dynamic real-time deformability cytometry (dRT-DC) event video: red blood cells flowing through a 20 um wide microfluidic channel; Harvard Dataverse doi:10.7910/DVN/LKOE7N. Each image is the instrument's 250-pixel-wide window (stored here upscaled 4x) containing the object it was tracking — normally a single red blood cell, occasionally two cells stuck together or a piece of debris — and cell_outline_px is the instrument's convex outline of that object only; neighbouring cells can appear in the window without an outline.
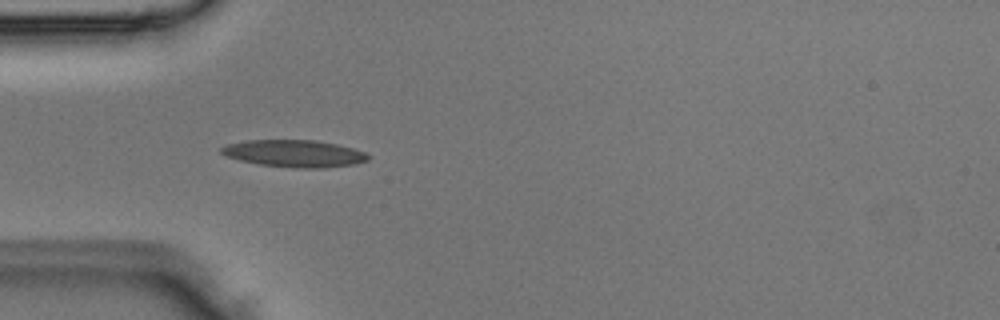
{"species": "Egyptian fruit bat (a non-hibernating species)", "species_latin": "Rousettus aegyptiacus", "temperature_condition": "room temperature", "stored_images_in_passage": 3, "camera_frame_rate_fps": 3000, "um_per_image_px": 0.085, "animal": {"sex": "male"}, "frame": {"image": 1, "passage_image": 3, "time_ms": 0.667, "image_size_px": [1000, 320], "cell_outline_px": [[372, 156], [368, 160], [352, 164], [324, 168], [296, 168], [260, 164], [240, 160], [228, 156], [220, 152], [220, 148], [224, 144], [244, 140], [316, 140], [336, 144], [352, 148], [364, 152]], "centroid_in_image_um": [25.0, 13.04], "position_along_channel_um": 60.0, "area_um2": 23.18}}